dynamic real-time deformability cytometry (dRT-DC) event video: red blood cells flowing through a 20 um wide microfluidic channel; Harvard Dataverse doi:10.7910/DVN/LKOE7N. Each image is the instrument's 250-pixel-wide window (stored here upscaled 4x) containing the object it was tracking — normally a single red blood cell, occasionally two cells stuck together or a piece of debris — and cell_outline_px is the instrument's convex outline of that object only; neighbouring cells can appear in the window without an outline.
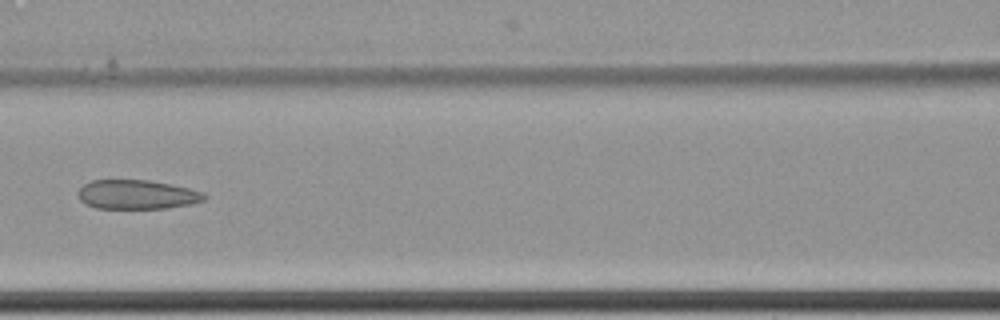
{"species": "common noctule bat (a hibernating species)", "species_latin": "Nyctalus noctula", "temperature_condition": "cold", "stored_images_in_passage": 8, "camera_frame_rate_fps": 3000, "um_per_image_px": 0.085, "animal": {"sex": "female", "body_mass_g": 22.7, "forearm_length_mm": 54.2}, "frame": {"image": 1, "passage_image": 8, "time_ms": 2.333, "image_size_px": [1000, 320], "cell_outline_px": [[208, 196], [204, 200], [192, 204], [168, 208], [96, 208], [80, 200], [76, 192], [84, 184], [92, 180], [148, 180], [172, 184], [204, 192]], "centroid_in_image_um": [11.67, 16.53], "position_along_channel_um": 154.9, "area_um2": 21.56}}